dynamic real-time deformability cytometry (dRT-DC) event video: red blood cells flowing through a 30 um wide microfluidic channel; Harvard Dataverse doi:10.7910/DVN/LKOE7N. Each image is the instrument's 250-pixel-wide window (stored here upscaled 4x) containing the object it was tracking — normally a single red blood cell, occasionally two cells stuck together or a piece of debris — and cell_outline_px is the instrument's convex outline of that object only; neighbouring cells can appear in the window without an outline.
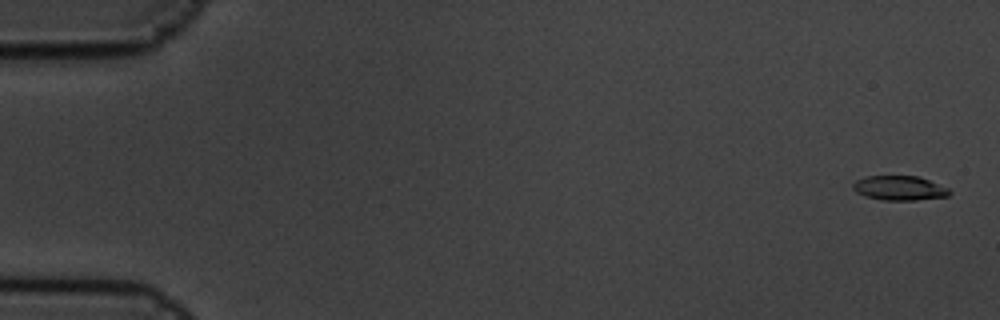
{"species": "common noctule bat (a hibernating species)", "species_latin": "Nyctalus noctula", "temperature_condition": "cold", "stored_images_in_passage": 6, "camera_frame_rate_fps": 3000, "um_per_image_px": 0.085, "animal": {"sex": "male", "body_mass_g": 19.5, "forearm_length_mm": 54.6}, "frame": {"image": 1, "passage_image": 1, "time_ms": 0.0, "image_size_px": [1000, 320], "cell_outline_px": [[952, 192], [948, 196], [916, 200], [884, 200], [864, 196], [856, 192], [852, 188], [852, 184], [856, 180], [864, 176], [920, 176], [948, 188]], "centroid_in_image_um": [76.44, 15.98], "position_along_channel_um": 8.6, "area_um2": 13.87}}
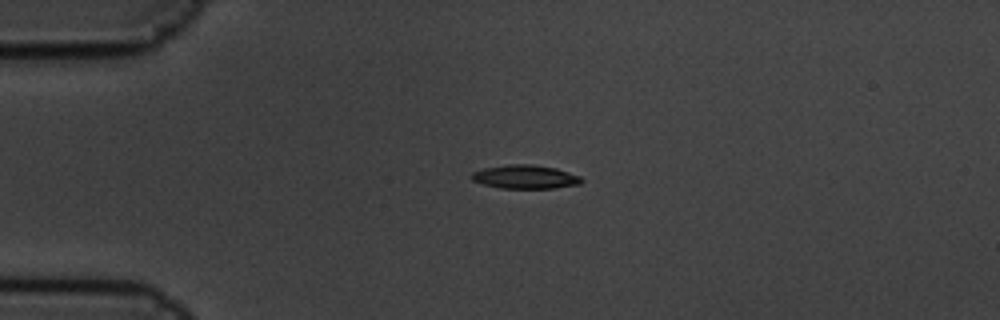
{"frame": {"image": 2, "passage_image": 4, "time_ms": 1.0, "image_size_px": [1000, 320], "cell_outline_px": [[584, 180], [580, 184], [556, 188], [500, 188], [484, 184], [472, 180], [468, 176], [472, 172], [484, 168], [508, 164], [532, 164], [556, 168], [580, 176]], "centroid_in_image_um": [44.63, 15.03], "position_along_channel_um": 40.4, "area_um2": 15.26}}
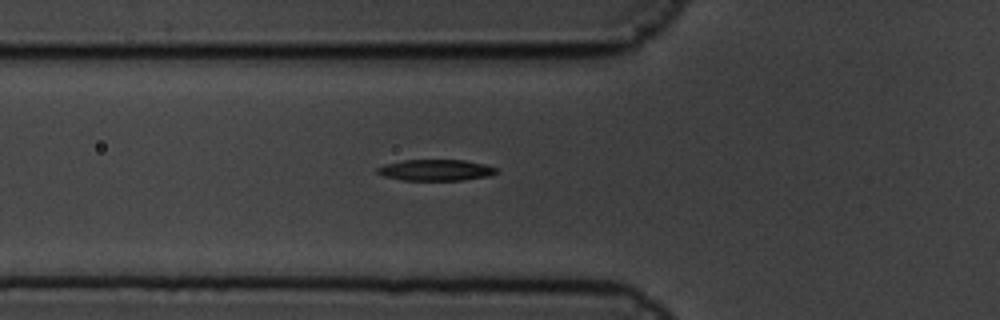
{"frame": {"image": 3, "passage_image": 6, "time_ms": 1.667, "image_size_px": [1000, 320], "cell_outline_px": [[500, 172], [488, 176], [464, 180], [404, 180], [384, 176], [376, 172], [376, 168], [384, 164], [404, 160], [464, 160], [484, 164], [496, 168]], "centroid_in_image_um": [37.04, 14.46], "position_along_channel_um": 88.8, "area_um2": 14.68}}